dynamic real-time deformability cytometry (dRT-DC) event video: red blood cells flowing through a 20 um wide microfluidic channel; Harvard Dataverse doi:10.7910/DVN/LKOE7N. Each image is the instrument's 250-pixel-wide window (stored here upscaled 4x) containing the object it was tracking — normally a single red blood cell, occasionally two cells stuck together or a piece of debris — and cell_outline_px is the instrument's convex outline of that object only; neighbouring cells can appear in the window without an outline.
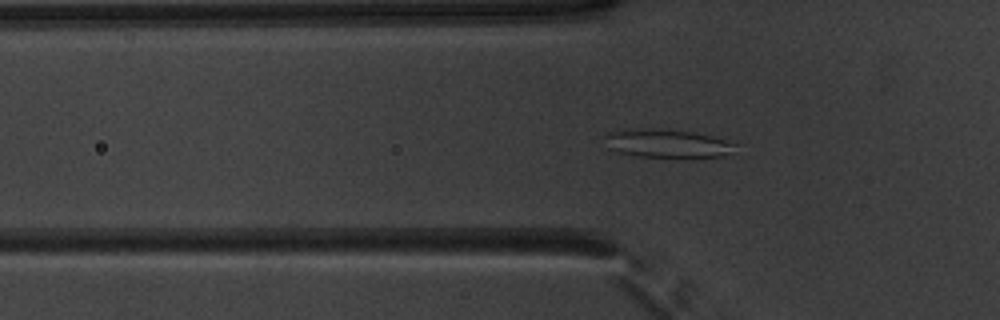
{"species": "common noctule bat (a hibernating species)", "species_latin": "Nyctalus noctula", "temperature_condition": "warm", "stored_images_in_passage": 51, "camera_frame_rate_fps": 3000, "um_per_image_px": 0.085, "animal": {"sex": "male", "body_mass_g": 20.1, "forearm_length_mm": 53.5}, "frame": {"image": 1, "passage_image": 17, "time_ms": 5.333, "image_size_px": [1000, 320], "cell_outline_px": [[740, 144], [732, 152], [720, 156], [640, 156], [616, 152], [608, 148], [604, 136], [608, 132], [692, 132], [712, 136]], "centroid_in_image_um": [56.81, 12.25], "position_along_channel_um": 69.0, "area_um2": 19.88}}
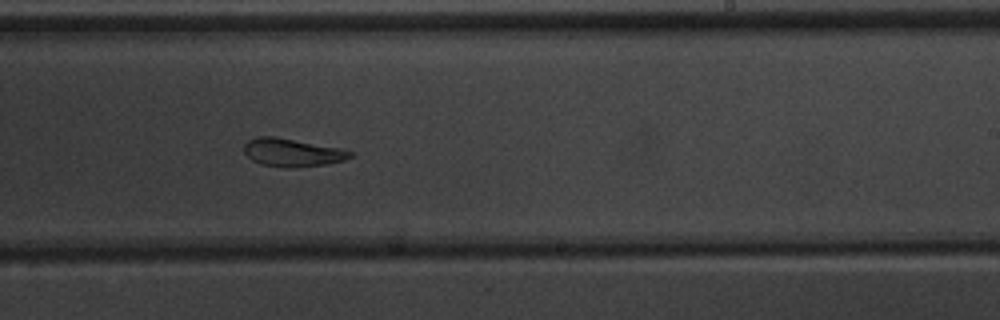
{"frame": {"image": 2, "passage_image": 32, "time_ms": 10.333, "image_size_px": [1000, 320], "cell_outline_px": [[356, 152], [352, 156], [344, 160], [324, 164], [296, 168], [284, 168], [260, 164], [252, 160], [244, 152], [244, 144], [248, 140], [260, 136], [272, 136], [344, 148]], "centroid_in_image_um": [24.88, 12.97], "position_along_channel_um": 264.1, "area_um2": 17.57}}
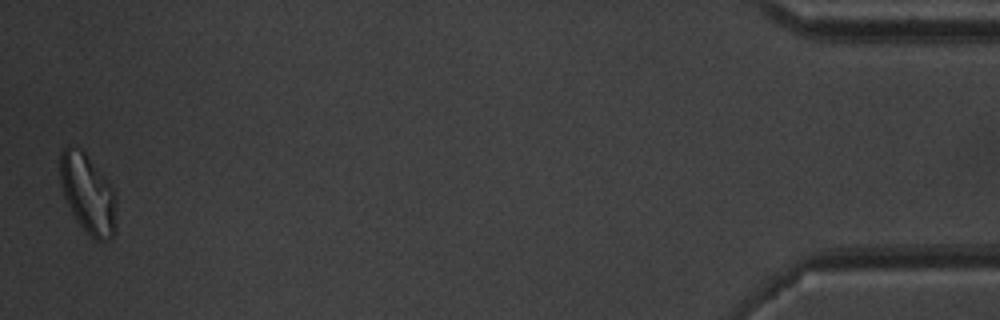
{"frame": {"image": 3, "passage_image": 51, "time_ms": 16.667, "image_size_px": [1000, 320], "cell_outline_px": [[116, 232], [108, 240], [96, 240], [76, 220], [64, 196], [60, 184], [60, 152], [68, 144], [80, 148], [84, 152], [104, 176], [116, 192]], "centroid_in_image_um": [7.48, 16.45], "position_along_channel_um": 427.7, "area_um2": 26.01}, "authors_computed_cell_mechanics": {"area_um2": 20.808, "velocity_mm_per_s": 3.9094, "shape_relaxation_time_tau1_ms": null, "shape_relaxation_time_tau2_ms": 4.7026, "deformation_change_tau1": null, "deformation_change_tau2": 0.125}}